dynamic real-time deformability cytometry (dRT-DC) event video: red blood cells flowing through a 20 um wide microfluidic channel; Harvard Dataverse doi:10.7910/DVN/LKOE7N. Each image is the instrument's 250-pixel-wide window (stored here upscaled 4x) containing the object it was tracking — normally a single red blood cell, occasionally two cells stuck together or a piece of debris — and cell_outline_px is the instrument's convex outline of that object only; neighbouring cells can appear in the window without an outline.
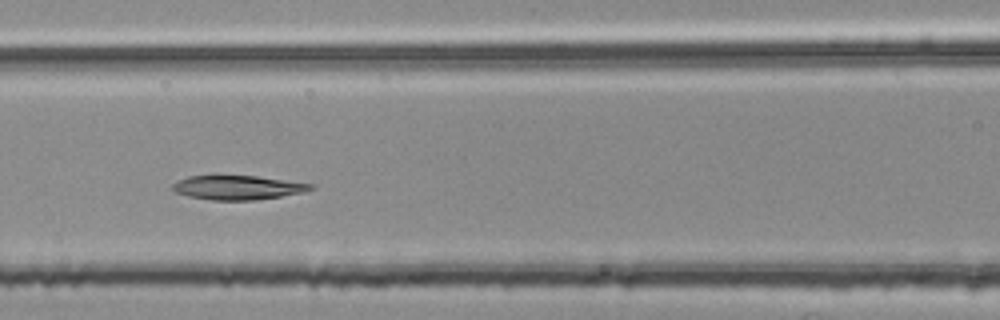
{"species": "common noctule bat (a hibernating species)", "species_latin": "Nyctalus noctula", "temperature_condition": "room temperature", "stored_images_in_passage": 38, "camera_frame_rate_fps": 3000, "um_per_image_px": 0.085, "animal": {"sex": "female", "body_mass_g": 25.1}, "frame": {"image": 1, "passage_image": 9, "time_ms": 2.667, "image_size_px": [1000, 320], "cell_outline_px": [[316, 188], [304, 192], [256, 200], [212, 200], [188, 196], [172, 192], [172, 184], [176, 180], [188, 176], [256, 176], [316, 184]], "centroid_in_image_um": [20.2, 15.94], "position_along_channel_um": 146.4, "area_um2": 19.59}}
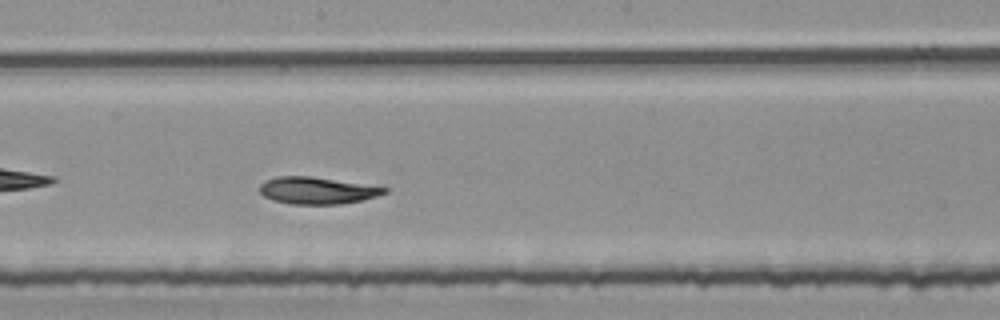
{"frame": {"image": 2, "passage_image": 15, "time_ms": 4.667, "image_size_px": [1000, 320], "cell_outline_px": [[388, 192], [376, 196], [360, 200], [340, 204], [292, 204], [272, 200], [264, 196], [260, 192], [260, 184], [264, 180], [276, 176], [312, 176], [376, 184], [388, 188]], "centroid_in_image_um": [27.0, 16.17], "position_along_channel_um": 221.2, "area_um2": 20.06}}
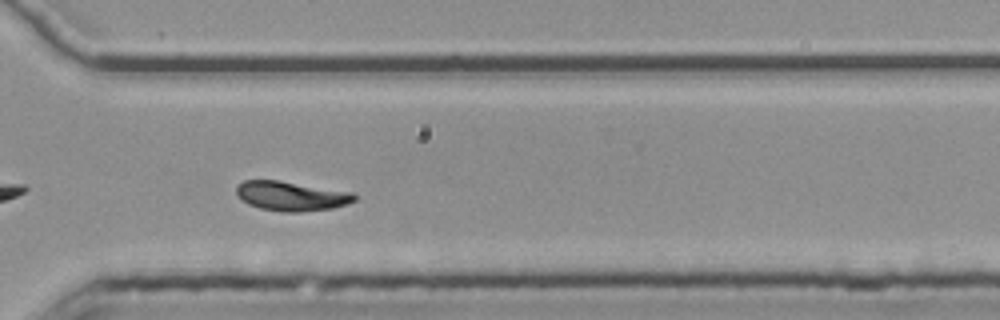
{"frame": {"image": 3, "passage_image": 25, "time_ms": 8.0, "image_size_px": [1000, 320], "cell_outline_px": [[356, 200], [348, 204], [332, 208], [300, 212], [284, 212], [260, 208], [248, 204], [236, 192], [236, 188], [244, 180], [280, 180], [352, 192], [356, 196]], "centroid_in_image_um": [24.79, 16.66], "position_along_channel_um": 345.8, "area_um2": 20.17}, "authors_computed_cell_mechanics": {"area_um2": 19.9121, "velocity_mm_per_s": 3.7451, "shape_relaxation_time_tau1_ms": null, "shape_relaxation_time_tau2_ms": 10.7365, "deformation_change_tau1": null, "deformation_change_tau2": 0.146}}